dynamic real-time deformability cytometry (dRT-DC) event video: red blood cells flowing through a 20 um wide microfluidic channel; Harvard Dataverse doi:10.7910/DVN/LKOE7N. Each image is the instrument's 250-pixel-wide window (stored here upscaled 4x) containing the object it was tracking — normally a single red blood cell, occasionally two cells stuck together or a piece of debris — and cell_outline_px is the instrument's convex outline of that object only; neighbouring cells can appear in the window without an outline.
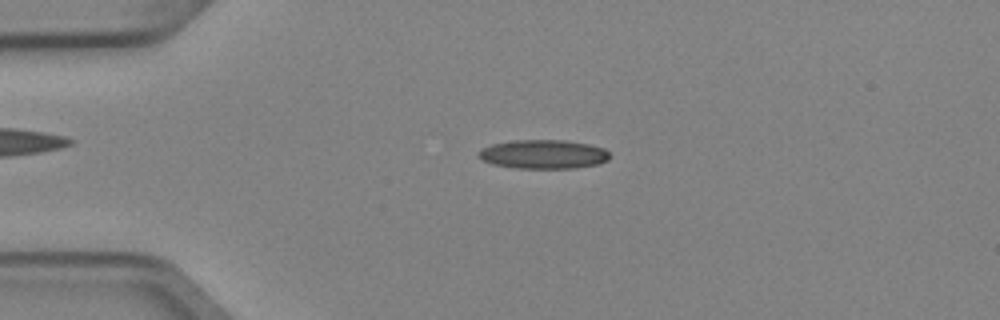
{"species": "Egyptian fruit bat (a non-hibernating species)", "species_latin": "Rousettus aegyptiacus", "temperature_condition": "cold", "stored_images_in_passage": 4, "camera_frame_rate_fps": 3000, "um_per_image_px": 0.085, "animal": {"sex": "female"}, "frame": {"image": 1, "passage_image": 2, "time_ms": 0.333, "image_size_px": [1000, 320], "cell_outline_px": [[608, 160], [596, 164], [572, 168], [512, 168], [492, 164], [484, 160], [480, 156], [480, 152], [484, 148], [492, 144], [512, 140], [564, 140], [588, 144], [604, 148], [608, 152]], "centroid_in_image_um": [46.19, 13.11], "position_along_channel_um": 38.8, "area_um2": 21.85}}
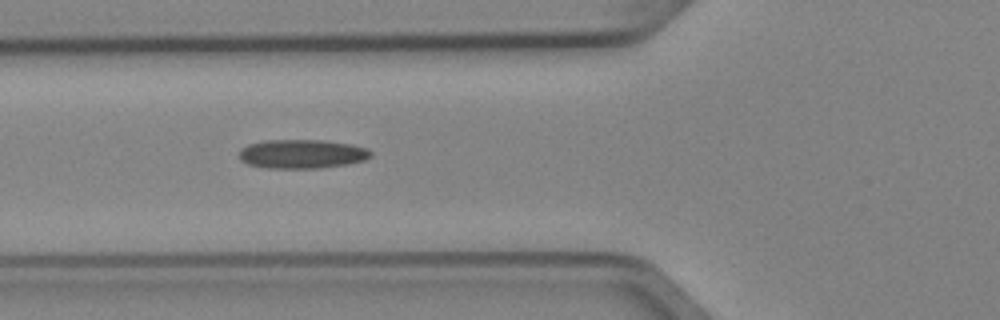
{"frame": {"image": 2, "passage_image": 4, "time_ms": 1.0, "image_size_px": [1000, 320], "cell_outline_px": [[372, 156], [364, 160], [348, 164], [320, 168], [268, 168], [248, 164], [240, 160], [240, 148], [248, 144], [264, 140], [324, 140], [352, 144], [368, 148], [372, 152]], "centroid_in_image_um": [25.69, 13.08], "position_along_channel_um": 100.1, "area_um2": 22.43}}